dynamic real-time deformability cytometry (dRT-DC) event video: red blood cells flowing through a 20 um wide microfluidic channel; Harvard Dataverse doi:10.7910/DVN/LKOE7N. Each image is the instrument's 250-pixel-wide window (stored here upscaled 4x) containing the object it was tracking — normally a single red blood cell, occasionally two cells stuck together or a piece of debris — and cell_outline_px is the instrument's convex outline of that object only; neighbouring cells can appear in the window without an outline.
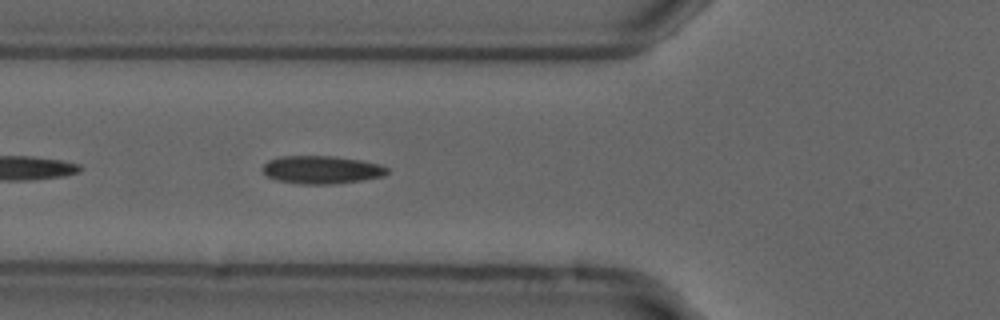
{"species": "common noctule bat (a hibernating species)", "species_latin": "Nyctalus noctula", "temperature_condition": "cold", "stored_images_in_passage": 8, "camera_frame_rate_fps": 3000, "um_per_image_px": 0.085, "animal": {"sex": "male", "forearm_length_mm": 52.5}, "frame": {"image": 1, "passage_image": 5, "time_ms": 1.333, "image_size_px": [1000, 320], "cell_outline_px": [[388, 172], [384, 176], [360, 180], [332, 184], [300, 184], [276, 180], [268, 176], [264, 172], [264, 164], [268, 160], [280, 156], [336, 156], [360, 160], [380, 164], [388, 168]], "centroid_in_image_um": [27.34, 14.42], "position_along_channel_um": 98.5, "area_um2": 20.23}}